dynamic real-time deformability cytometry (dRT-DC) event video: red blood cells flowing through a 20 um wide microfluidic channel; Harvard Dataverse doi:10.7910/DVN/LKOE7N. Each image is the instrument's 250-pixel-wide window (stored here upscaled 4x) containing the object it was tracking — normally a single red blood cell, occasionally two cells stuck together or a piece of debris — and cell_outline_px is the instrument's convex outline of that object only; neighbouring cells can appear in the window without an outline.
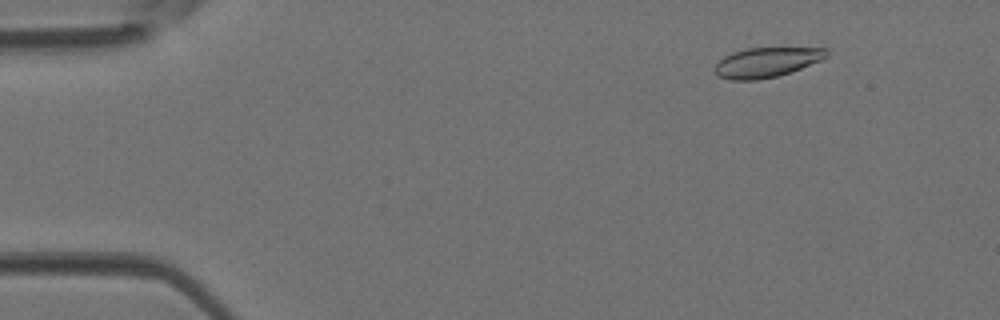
{"species": "Egyptian fruit bat (a non-hibernating species)", "species_latin": "Rousettus aegyptiacus", "temperature_condition": "room temperature", "stored_images_in_passage": 47, "camera_frame_rate_fps": 3000, "um_per_image_px": 0.085, "animal": {"sex": "female"}, "frame": {"image": 1, "passage_image": 6, "time_ms": 1.667, "image_size_px": [1000, 320], "cell_outline_px": [[828, 56], [820, 60], [800, 68], [776, 76], [756, 80], [732, 80], [716, 76], [716, 64], [724, 56], [732, 52], [748, 48], [828, 48]], "centroid_in_image_um": [65.14, 5.29], "position_along_channel_um": 19.9, "area_um2": 19.13}}
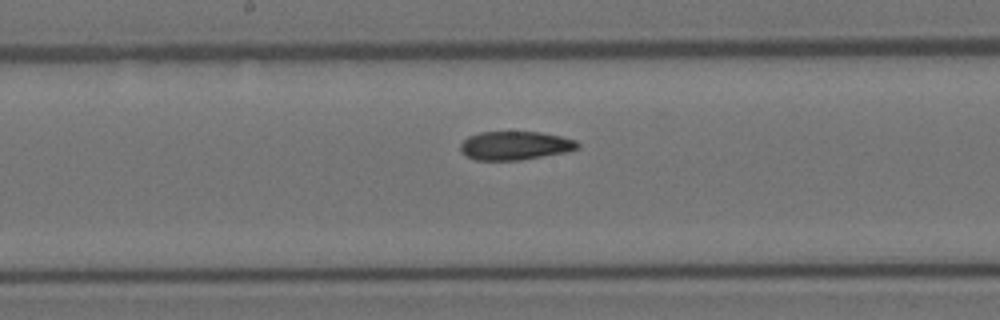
{"frame": {"image": 2, "passage_image": 25, "time_ms": 8.0, "image_size_px": [1000, 320], "cell_outline_px": [[580, 148], [568, 152], [520, 160], [476, 160], [464, 156], [460, 152], [460, 144], [468, 136], [480, 132], [540, 132], [560, 136], [576, 140], [580, 144]], "centroid_in_image_um": [43.78, 12.38], "position_along_channel_um": 204.4, "area_um2": 19.77}}
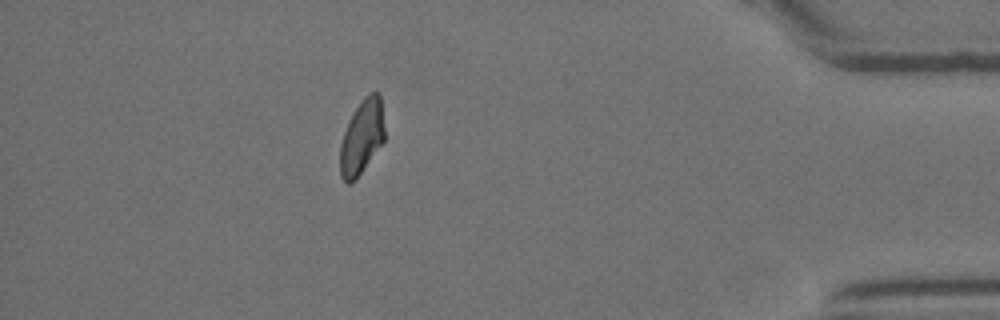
{"frame": {"image": 3, "passage_image": 42, "time_ms": 13.667, "image_size_px": [1000, 320], "cell_outline_px": [[384, 140], [356, 180], [352, 184], [348, 184], [340, 176], [340, 144], [348, 120], [364, 96], [368, 92], [380, 92], [384, 128]], "centroid_in_image_um": [30.74, 11.65], "position_along_channel_um": 404.5, "area_um2": 19.36}}